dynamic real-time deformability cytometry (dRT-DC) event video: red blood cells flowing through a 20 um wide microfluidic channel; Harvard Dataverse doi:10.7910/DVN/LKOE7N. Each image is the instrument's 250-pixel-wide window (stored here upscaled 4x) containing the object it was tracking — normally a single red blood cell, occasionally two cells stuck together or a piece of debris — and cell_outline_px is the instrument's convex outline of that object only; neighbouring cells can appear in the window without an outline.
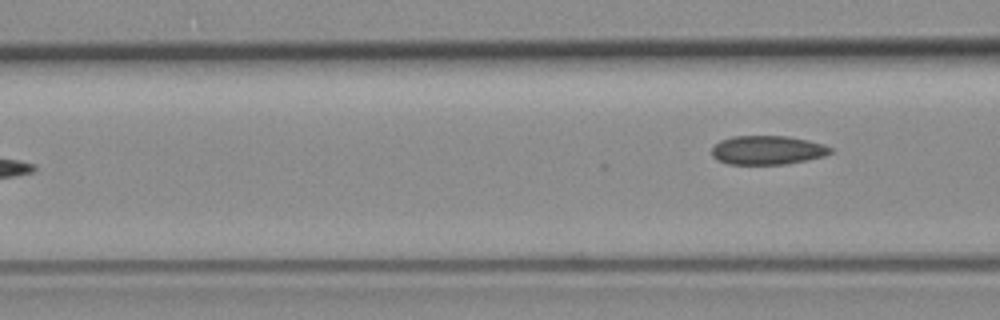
{"species": "common noctule bat (a hibernating species)", "species_latin": "Nyctalus noctula", "temperature_condition": "room temperature", "stored_images_in_passage": 7, "camera_frame_rate_fps": 3000, "um_per_image_px": 0.085, "animal": {"sex": "female", "body_mass_g": 19.3, "forearm_length_mm": 54.1}, "frame": {"image": 1, "passage_image": 7, "time_ms": 7.333, "image_size_px": [1000, 320], "cell_outline_px": [[832, 152], [824, 156], [784, 164], [728, 164], [716, 160], [712, 156], [712, 148], [720, 140], [732, 136], [788, 136], [808, 140], [824, 144], [832, 148]], "centroid_in_image_um": [65.21, 12.75], "position_along_channel_um": 101.4, "area_um2": 20.0}}